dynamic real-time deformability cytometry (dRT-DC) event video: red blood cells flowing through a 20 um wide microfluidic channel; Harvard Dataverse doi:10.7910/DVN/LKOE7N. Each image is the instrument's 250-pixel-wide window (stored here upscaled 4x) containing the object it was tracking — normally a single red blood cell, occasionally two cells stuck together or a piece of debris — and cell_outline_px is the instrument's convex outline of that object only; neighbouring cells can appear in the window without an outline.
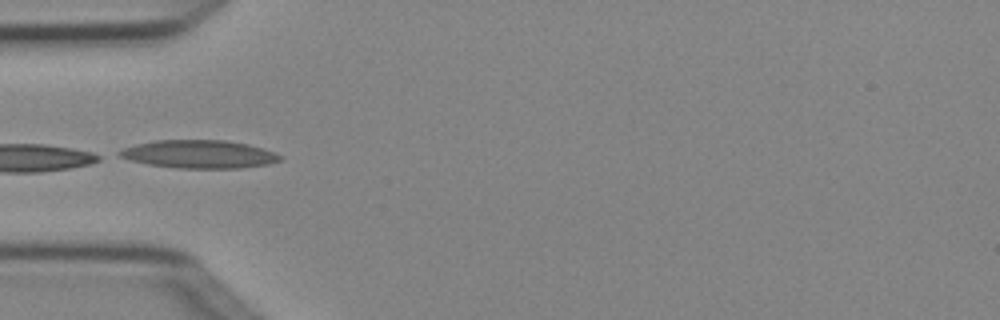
{"species": "Egyptian fruit bat (a non-hibernating species)", "species_latin": "Rousettus aegyptiacus", "temperature_condition": "cold", "stored_images_in_passage": 4, "camera_frame_rate_fps": 3000, "um_per_image_px": 0.085, "animal": {"sex": "female"}, "frame": {"image": 1, "passage_image": 4, "time_ms": 1.0, "image_size_px": [1000, 320], "cell_outline_px": [[284, 160], [268, 164], [240, 168], [176, 168], [148, 164], [132, 160], [120, 156], [116, 152], [124, 148], [136, 144], [156, 140], [224, 140], [248, 144], [272, 152], [280, 156]], "centroid_in_image_um": [16.92, 13.1], "position_along_channel_um": 68.1, "area_um2": 26.07}}